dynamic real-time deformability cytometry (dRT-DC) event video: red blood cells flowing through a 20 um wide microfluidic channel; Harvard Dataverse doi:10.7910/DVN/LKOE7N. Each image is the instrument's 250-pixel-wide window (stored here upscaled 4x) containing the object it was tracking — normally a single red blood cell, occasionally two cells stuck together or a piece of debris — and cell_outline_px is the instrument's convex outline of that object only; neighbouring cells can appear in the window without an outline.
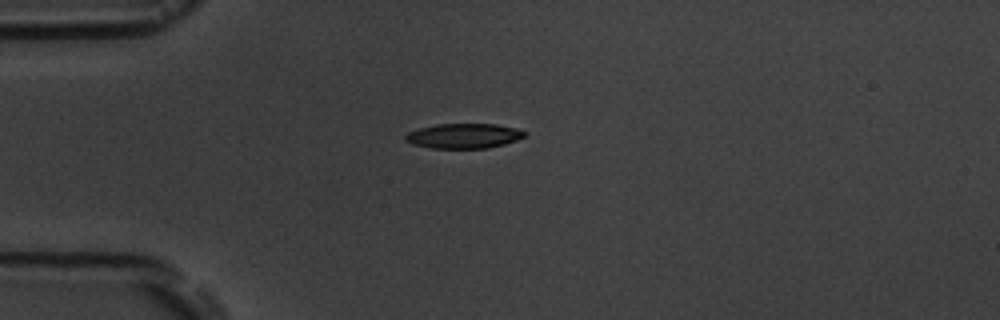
{"species": "common noctule bat (a hibernating species)", "species_latin": "Nyctalus noctula", "temperature_condition": "room temperature", "stored_images_in_passage": 4, "camera_frame_rate_fps": 3000, "um_per_image_px": 0.085, "animal": {"sex": "male", "body_mass_g": 19.5, "forearm_length_mm": 54.6}, "frame": {"image": 1, "passage_image": 4, "time_ms": 4.333, "image_size_px": [1000, 320], "cell_outline_px": [[528, 132], [524, 136], [516, 140], [504, 144], [488, 148], [432, 148], [412, 144], [404, 140], [404, 136], [408, 132], [420, 128], [436, 124], [496, 124], [516, 128]], "centroid_in_image_um": [39.41, 11.55], "position_along_channel_um": 45.6, "area_um2": 17.28}}